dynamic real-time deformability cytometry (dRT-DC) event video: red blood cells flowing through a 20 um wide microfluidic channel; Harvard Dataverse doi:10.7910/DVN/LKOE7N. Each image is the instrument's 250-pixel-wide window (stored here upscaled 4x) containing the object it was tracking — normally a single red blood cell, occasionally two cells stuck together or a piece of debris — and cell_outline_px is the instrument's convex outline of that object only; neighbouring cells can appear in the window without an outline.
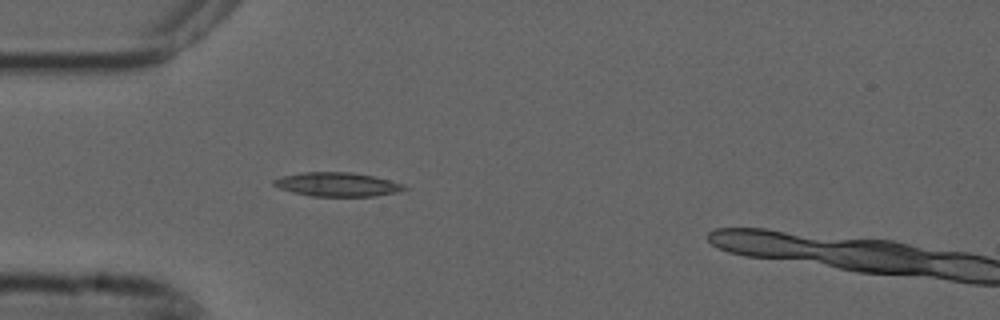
{"species": "common noctule bat (a hibernating species)", "species_latin": "Nyctalus noctula", "temperature_condition": "cold", "stored_images_in_passage": 3, "camera_frame_rate_fps": 3000, "um_per_image_px": 0.085, "animal": {"sex": "male", "forearm_length_mm": 52.5}, "frame": {"image": 1, "passage_image": 2, "time_ms": 0.333, "image_size_px": [1000, 320], "cell_outline_px": [[408, 188], [396, 192], [376, 196], [312, 196], [292, 192], [280, 188], [272, 184], [272, 180], [284, 176], [304, 172], [352, 172], [372, 176], [404, 184]], "centroid_in_image_um": [28.66, 15.68], "position_along_channel_um": 56.3, "area_um2": 18.03}}